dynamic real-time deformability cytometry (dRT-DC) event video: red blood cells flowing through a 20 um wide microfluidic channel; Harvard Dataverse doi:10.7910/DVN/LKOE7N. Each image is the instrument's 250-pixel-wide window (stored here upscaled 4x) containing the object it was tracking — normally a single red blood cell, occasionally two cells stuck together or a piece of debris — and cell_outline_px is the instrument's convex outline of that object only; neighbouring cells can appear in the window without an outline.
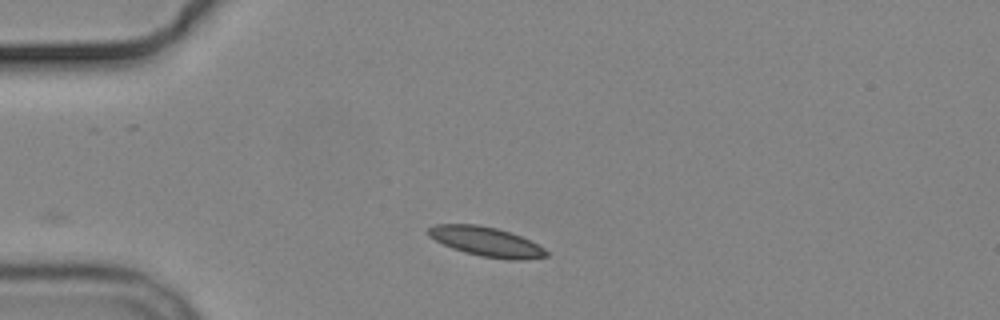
{"species": "common noctule bat (a hibernating species)", "species_latin": "Nyctalus noctula", "temperature_condition": "cold", "stored_images_in_passage": 2, "camera_frame_rate_fps": 3000, "um_per_image_px": 0.085, "animal": {"sex": "male", "body_mass_g": 19.2, "forearm_length_mm": 51.8}, "frame": {"image": 1, "passage_image": 2, "time_ms": 1.0, "image_size_px": [1000, 320], "cell_outline_px": [[548, 256], [524, 260], [508, 260], [480, 256], [464, 252], [452, 248], [428, 236], [428, 228], [436, 224], [476, 224], [496, 228], [520, 236], [544, 248], [548, 252]], "centroid_in_image_um": [41.33, 20.55], "position_along_channel_um": 43.7, "area_um2": 20.11}}